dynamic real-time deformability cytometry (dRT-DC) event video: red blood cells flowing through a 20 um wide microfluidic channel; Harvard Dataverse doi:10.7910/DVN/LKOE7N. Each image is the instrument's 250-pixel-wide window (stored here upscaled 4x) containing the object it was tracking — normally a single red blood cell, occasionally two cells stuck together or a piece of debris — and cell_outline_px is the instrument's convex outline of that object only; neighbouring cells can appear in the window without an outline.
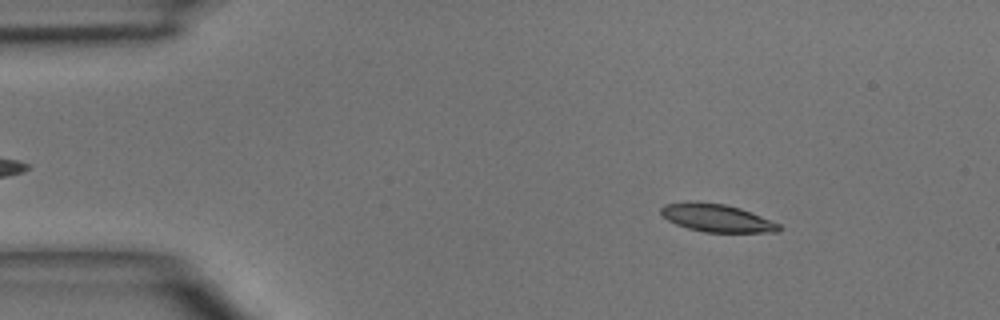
{"species": "common noctule bat (a hibernating species)", "species_latin": "Nyctalus noctula", "temperature_condition": "room temperature", "stored_images_in_passage": 3, "camera_frame_rate_fps": 3000, "um_per_image_px": 0.085, "animal": {"sex": "male", "body_mass_g": 15.6}, "frame": {"image": 1, "passage_image": 1, "time_ms": 0.0, "image_size_px": [1000, 320], "cell_outline_px": [[780, 232], [704, 232], [688, 228], [676, 224], [668, 220], [660, 212], [660, 208], [664, 204], [688, 200], [724, 204], [740, 208], [780, 224]], "centroid_in_image_um": [60.88, 18.51], "position_along_channel_um": 24.1, "area_um2": 19.13}}